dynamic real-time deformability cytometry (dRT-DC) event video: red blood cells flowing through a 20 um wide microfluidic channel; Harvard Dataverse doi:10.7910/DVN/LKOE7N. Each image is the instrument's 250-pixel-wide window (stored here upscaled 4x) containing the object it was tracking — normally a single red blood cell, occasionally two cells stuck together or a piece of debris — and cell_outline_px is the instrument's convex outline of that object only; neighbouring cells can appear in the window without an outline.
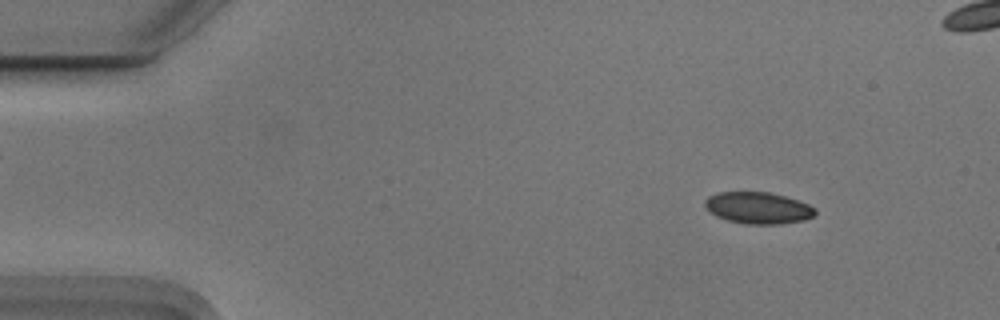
{"species": "Egyptian fruit bat (a non-hibernating species)", "species_latin": "Rousettus aegyptiacus", "temperature_condition": "cold", "stored_images_in_passage": 55, "camera_frame_rate_fps": 3000, "um_per_image_px": 0.085, "animal": {"sex": "male"}, "frame": {"image": 1, "passage_image": 6, "time_ms": 1.667, "image_size_px": [1000, 320], "cell_outline_px": [[816, 216], [804, 220], [780, 224], [744, 224], [728, 220], [716, 216], [708, 212], [704, 204], [704, 200], [708, 196], [716, 192], [768, 192], [784, 196], [808, 204], [816, 208]], "centroid_in_image_um": [64.42, 17.68], "position_along_channel_um": 20.6, "area_um2": 20.52}}
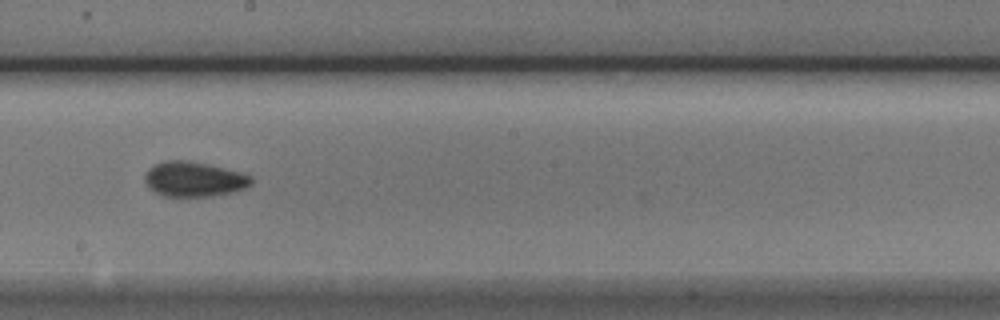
{"frame": {"image": 2, "passage_image": 30, "time_ms": 9.667, "image_size_px": [1000, 320], "cell_outline_px": [[252, 184], [236, 192], [216, 196], [164, 196], [148, 188], [144, 180], [144, 172], [148, 168], [164, 160], [188, 160], [240, 172], [252, 176]], "centroid_in_image_um": [16.47, 15.24], "position_along_channel_um": 231.7, "area_um2": 21.85}}
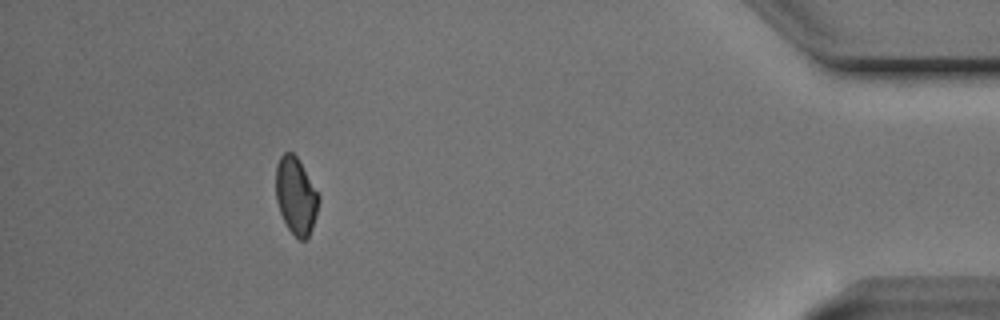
{"frame": {"image": 3, "passage_image": 49, "time_ms": 16.0, "image_size_px": [1000, 320], "cell_outline_px": [[320, 200], [316, 216], [312, 228], [308, 236], [304, 240], [300, 240], [288, 228], [280, 212], [276, 200], [276, 164], [280, 156], [284, 152], [292, 152], [296, 156], [320, 196]], "centroid_in_image_um": [25.15, 16.64], "position_along_channel_um": 410.0, "area_um2": 19.07}, "authors_computed_cell_mechanics": {"area_um2": 20.519, "velocity_mm_per_s": 3.7272, "shape_relaxation_time_tau1_ms": 3.1852, "shape_relaxation_time_tau2_ms": 1.7699, "deformation_change_tau1": 0.091, "deformation_change_tau2": 0.0497}}